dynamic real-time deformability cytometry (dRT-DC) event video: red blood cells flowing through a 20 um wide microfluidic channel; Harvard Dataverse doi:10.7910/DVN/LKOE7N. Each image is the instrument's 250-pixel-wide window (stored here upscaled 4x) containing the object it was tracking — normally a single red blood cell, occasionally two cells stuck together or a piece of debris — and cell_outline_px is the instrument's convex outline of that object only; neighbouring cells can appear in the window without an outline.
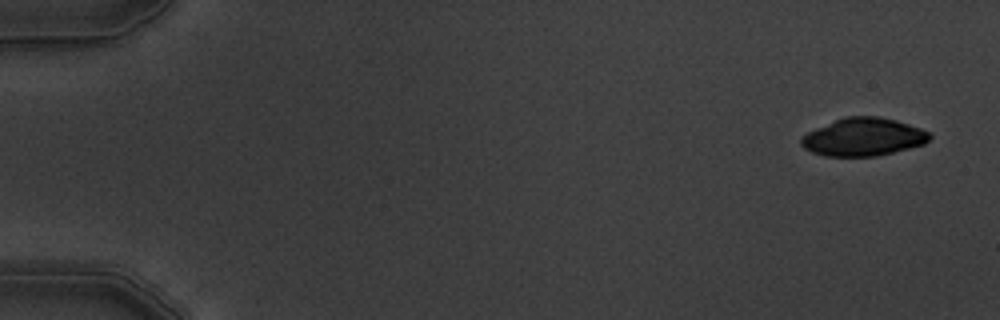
{"species": "common noctule bat (a hibernating species)", "species_latin": "Nyctalus noctula", "temperature_condition": "warm", "stored_images_in_passage": 5, "camera_frame_rate_fps": 3000, "um_per_image_px": 0.085, "animal": {"sex": "male", "body_mass_g": 19.5, "forearm_length_mm": 54.6}, "frame": {"image": 1, "passage_image": 1, "time_ms": 0.0, "image_size_px": [1000, 320], "cell_outline_px": [[932, 136], [924, 144], [876, 156], [824, 156], [812, 152], [804, 148], [800, 144], [800, 140], [808, 132], [816, 128], [844, 116], [880, 116], [896, 120], [920, 128], [928, 132]], "centroid_in_image_um": [73.37, 11.64], "position_along_channel_um": 11.6, "area_um2": 28.21}}